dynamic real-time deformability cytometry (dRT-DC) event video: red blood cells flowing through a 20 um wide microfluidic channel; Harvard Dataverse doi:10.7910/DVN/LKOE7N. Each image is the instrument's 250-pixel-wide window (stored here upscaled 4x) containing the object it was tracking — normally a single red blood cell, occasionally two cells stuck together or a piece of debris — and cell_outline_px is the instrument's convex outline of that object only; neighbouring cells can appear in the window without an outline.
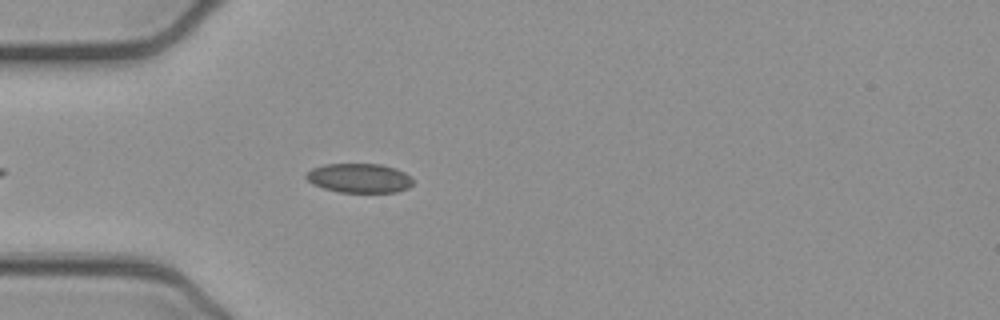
{"species": "common noctule bat (a hibernating species)", "species_latin": "Nyctalus noctula", "temperature_condition": "cold", "stored_images_in_passage": 25, "camera_frame_rate_fps": 3000, "um_per_image_px": 0.085, "animal": {"sex": "female", "body_mass_g": 21.9}, "frame": {"image": 1, "passage_image": 3, "time_ms": 0.667, "image_size_px": [1000, 320], "cell_outline_px": [[412, 184], [408, 188], [396, 192], [340, 192], [324, 188], [312, 184], [304, 176], [312, 168], [324, 164], [380, 164], [396, 168], [404, 172], [412, 180]], "centroid_in_image_um": [30.52, 15.13], "position_along_channel_um": 54.5, "area_um2": 18.15}}
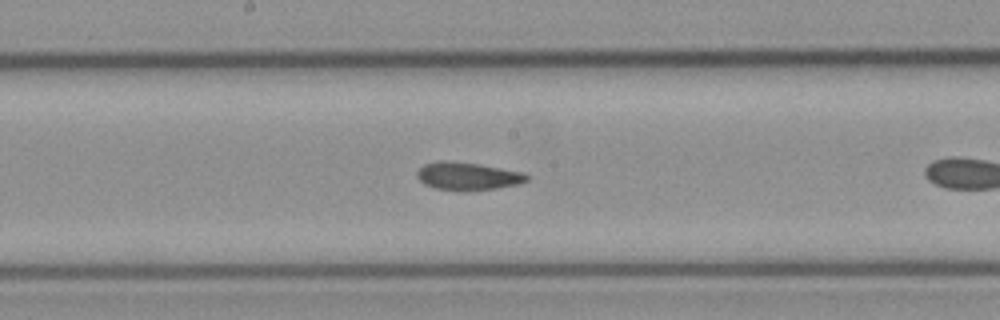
{"frame": {"image": 2, "passage_image": 12, "time_ms": 3.667, "image_size_px": [1000, 320], "cell_outline_px": [[528, 180], [520, 184], [496, 188], [436, 188], [424, 184], [416, 176], [416, 172], [424, 164], [436, 160], [444, 160], [480, 164], [524, 172], [528, 176]], "centroid_in_image_um": [39.76, 14.92], "position_along_channel_um": 208.4, "area_um2": 17.22}}
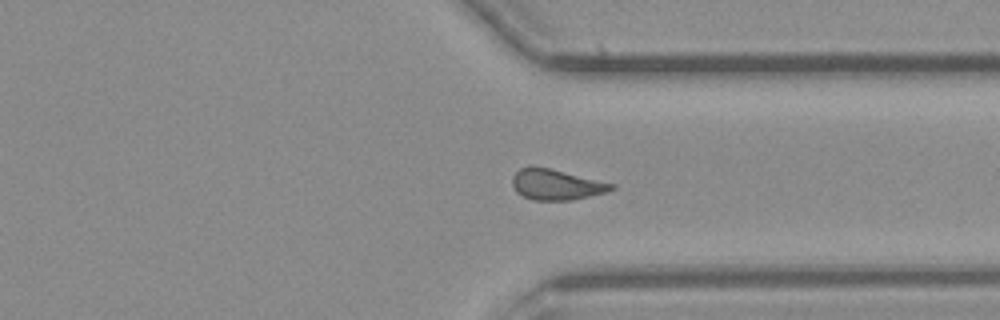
{"frame": {"image": 3, "passage_image": 24, "time_ms": 7.667, "image_size_px": [1000, 320], "cell_outline_px": [[616, 188], [604, 192], [572, 200], [532, 200], [516, 192], [512, 184], [512, 176], [520, 168], [528, 164], [532, 164], [616, 184]], "centroid_in_image_um": [47.23, 15.66], "position_along_channel_um": 364.2, "area_um2": 17.8}}